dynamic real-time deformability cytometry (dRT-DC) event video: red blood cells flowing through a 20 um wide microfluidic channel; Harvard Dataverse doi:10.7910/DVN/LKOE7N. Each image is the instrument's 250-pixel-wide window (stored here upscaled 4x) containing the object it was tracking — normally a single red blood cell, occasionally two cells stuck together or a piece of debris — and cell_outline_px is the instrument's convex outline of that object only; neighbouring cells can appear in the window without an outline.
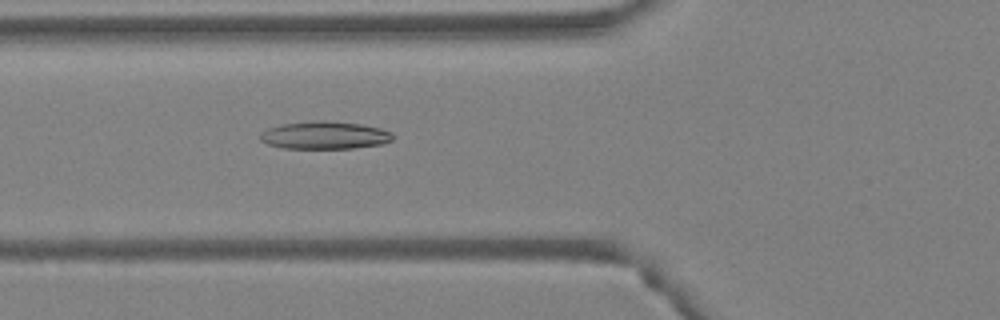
{"species": "Egyptian fruit bat (a non-hibernating species)", "species_latin": "Rousettus aegyptiacus", "temperature_condition": "warm", "stored_images_in_passage": 49, "camera_frame_rate_fps": 3000, "um_per_image_px": 0.085, "animal": {"sex": "female"}, "frame": {"image": 1, "passage_image": 19, "time_ms": 6.0, "image_size_px": [1000, 320], "cell_outline_px": [[396, 136], [392, 140], [384, 144], [352, 148], [284, 148], [268, 144], [260, 140], [260, 132], [268, 128], [280, 124], [312, 120], [324, 120], [360, 124], [380, 128], [392, 132]], "centroid_in_image_um": [27.61, 11.49], "position_along_channel_um": 98.2, "area_um2": 21.62}}
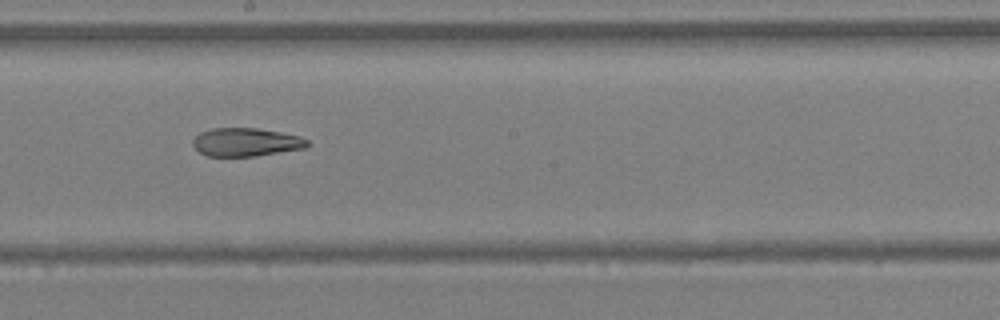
{"frame": {"image": 2, "passage_image": 28, "time_ms": 9.0, "image_size_px": [1000, 320], "cell_outline_px": [[308, 148], [256, 156], [208, 156], [200, 152], [192, 144], [192, 140], [200, 132], [212, 128], [256, 128], [280, 132], [300, 136], [308, 140]], "centroid_in_image_um": [20.93, 12.08], "position_along_channel_um": 227.3, "area_um2": 18.96}}
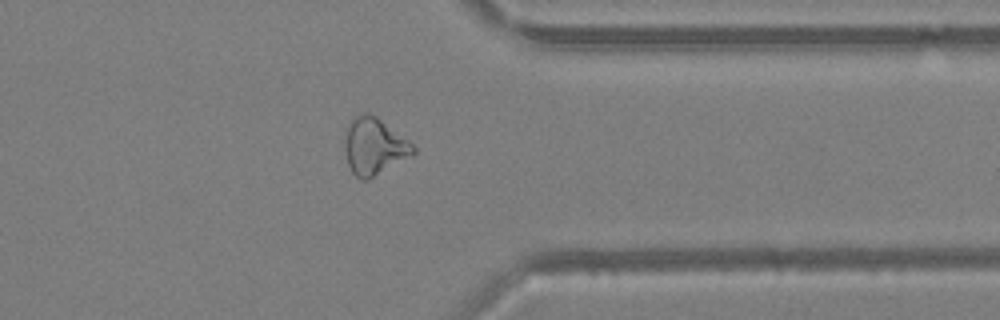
{"frame": {"image": 3, "passage_image": 39, "time_ms": 12.667, "image_size_px": [1000, 320], "cell_outline_px": [[416, 152], [368, 180], [360, 180], [352, 172], [348, 164], [344, 148], [344, 132], [348, 120], [360, 112], [368, 112], [376, 116], [408, 140], [416, 148]], "centroid_in_image_um": [31.74, 12.4], "position_along_channel_um": 379.7, "area_um2": 22.83}, "authors_computed_cell_mechanics": {"area_um2": 23.0622, "velocity_mm_per_s": 4.2914, "shape_relaxation_time_tau1_ms": null, "shape_relaxation_time_tau2_ms": 4.2351, "deformation_change_tau1": null, "deformation_change_tau2": 0.1302}}